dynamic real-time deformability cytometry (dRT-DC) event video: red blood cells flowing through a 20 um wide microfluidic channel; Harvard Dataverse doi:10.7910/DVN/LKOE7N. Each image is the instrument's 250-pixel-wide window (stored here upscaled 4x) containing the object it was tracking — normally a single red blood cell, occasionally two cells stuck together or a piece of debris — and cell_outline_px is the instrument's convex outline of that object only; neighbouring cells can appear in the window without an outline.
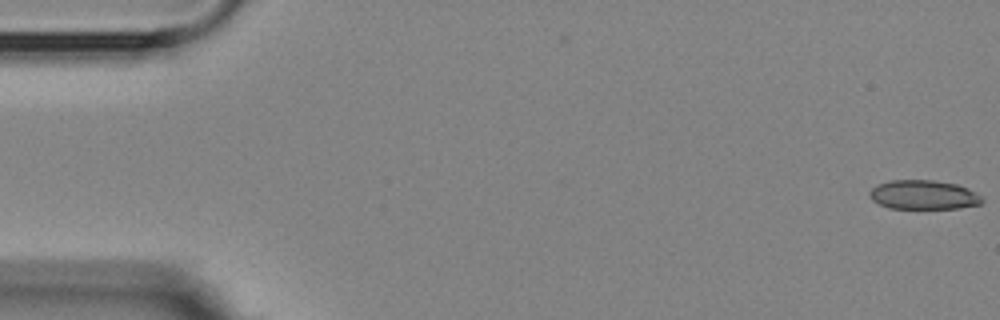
{"species": "Egyptian fruit bat (a non-hibernating species)", "species_latin": "Rousettus aegyptiacus", "temperature_condition": "room temperature", "stored_images_in_passage": 7, "camera_frame_rate_fps": 3000, "um_per_image_px": 0.085, "animal": {"sex": "female"}, "frame": {"image": 1, "passage_image": 1, "time_ms": 0.0, "image_size_px": [1000, 320], "cell_outline_px": [[984, 200], [980, 204], [960, 208], [888, 208], [872, 200], [868, 196], [868, 192], [876, 184], [888, 180], [936, 180], [956, 184], [968, 188], [980, 196]], "centroid_in_image_um": [78.46, 16.55], "position_along_channel_um": 6.5, "area_um2": 19.25}}
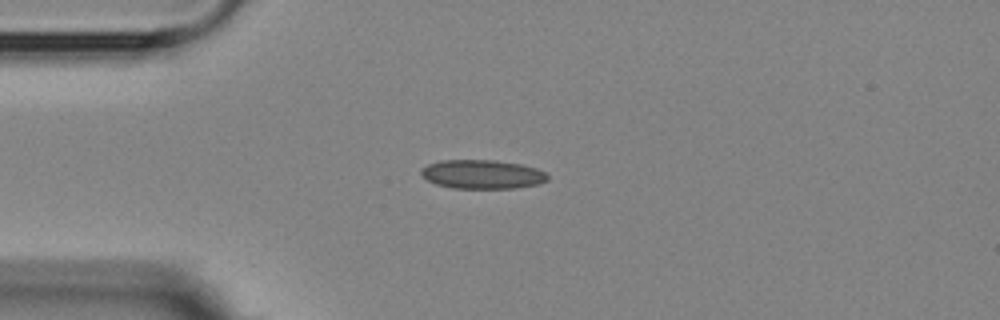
{"frame": {"image": 2, "passage_image": 5, "time_ms": 4.333, "image_size_px": [1000, 320], "cell_outline_px": [[548, 180], [540, 184], [516, 188], [452, 188], [436, 184], [428, 180], [420, 172], [420, 168], [428, 164], [440, 160], [496, 160], [520, 164], [536, 168], [544, 172], [548, 176]], "centroid_in_image_um": [41.0, 14.81], "position_along_channel_um": 44.0, "area_um2": 21.39}}
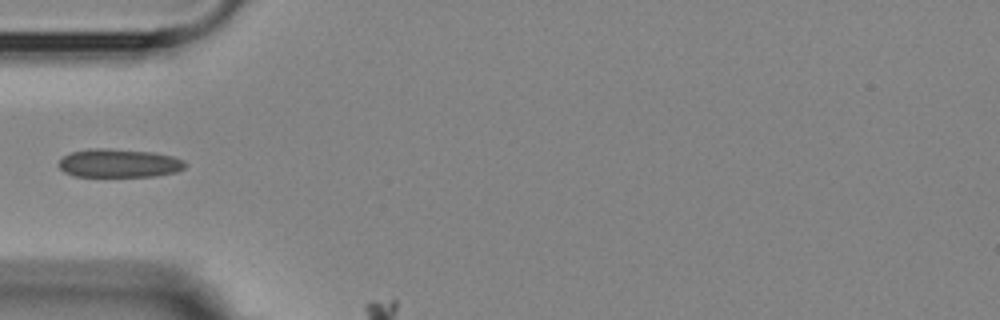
{"frame": {"image": 3, "passage_image": 6, "time_ms": 5.667, "image_size_px": [1000, 320], "cell_outline_px": [[188, 164], [184, 168], [176, 172], [156, 176], [72, 176], [64, 172], [56, 164], [64, 156], [72, 152], [88, 148], [108, 148], [152, 152], [172, 156], [184, 160]], "centroid_in_image_um": [10.11, 13.87], "position_along_channel_um": 74.9, "area_um2": 21.15}}